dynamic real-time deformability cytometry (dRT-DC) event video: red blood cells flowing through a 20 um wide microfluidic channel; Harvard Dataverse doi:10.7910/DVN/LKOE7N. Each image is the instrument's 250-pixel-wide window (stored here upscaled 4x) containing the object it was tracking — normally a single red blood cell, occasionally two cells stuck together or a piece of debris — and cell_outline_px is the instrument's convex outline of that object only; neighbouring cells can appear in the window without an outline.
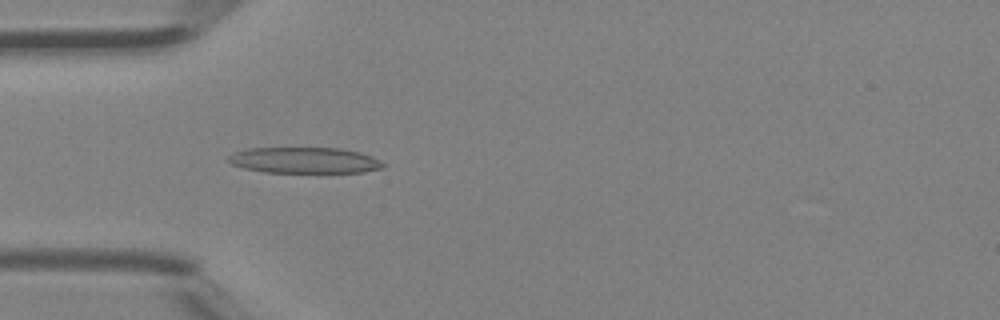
{"species": "Egyptian fruit bat (a non-hibernating species)", "species_latin": "Rousettus aegyptiacus", "temperature_condition": "room temperature", "stored_images_in_passage": 43, "camera_frame_rate_fps": 3000, "um_per_image_px": 0.085, "animal": {"sex": "female"}, "frame": {"image": 1, "passage_image": 12, "time_ms": 3.667, "image_size_px": [1000, 320], "cell_outline_px": [[388, 164], [384, 168], [364, 172], [264, 172], [244, 168], [232, 164], [228, 160], [228, 156], [232, 152], [248, 148], [340, 148], [360, 152], [372, 156]], "centroid_in_image_um": [25.92, 13.62], "position_along_channel_um": 59.1, "area_um2": 23.58}}
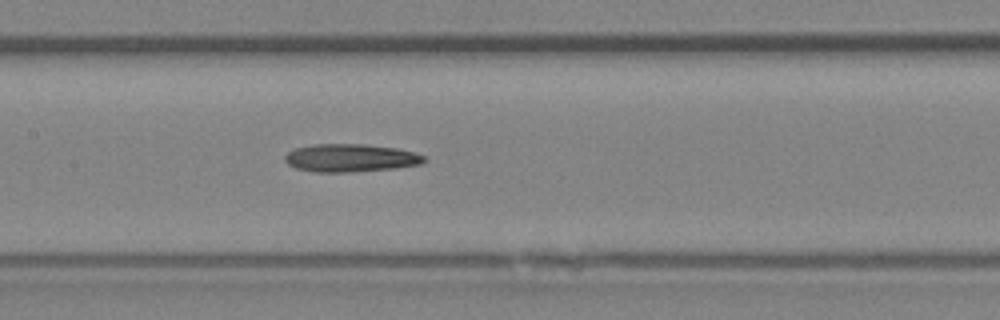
{"frame": {"image": 2, "passage_image": 20, "time_ms": 6.333, "image_size_px": [1000, 320], "cell_outline_px": [[428, 160], [420, 164], [396, 168], [352, 172], [316, 172], [296, 168], [288, 164], [284, 160], [284, 156], [288, 152], [296, 148], [312, 144], [364, 144], [396, 148], [412, 152], [424, 156]], "centroid_in_image_um": [29.78, 13.43], "position_along_channel_um": 177.6, "area_um2": 22.66}}
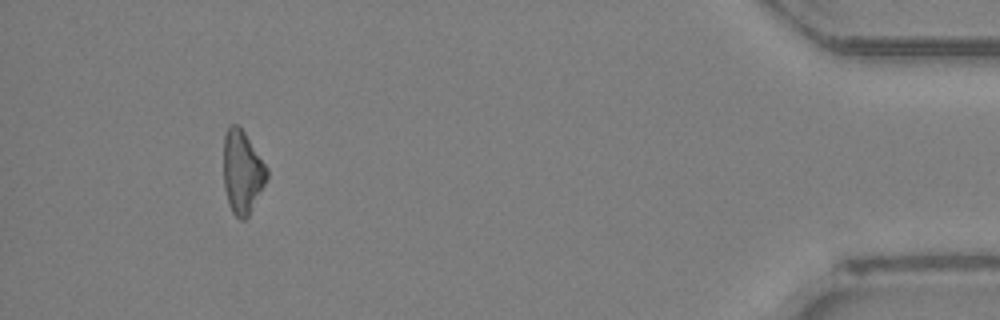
{"frame": {"image": 3, "passage_image": 40, "time_ms": 13.0, "image_size_px": [1000, 320], "cell_outline_px": [[268, 176], [248, 216], [244, 220], [240, 220], [232, 212], [228, 204], [224, 188], [224, 136], [228, 128], [232, 124], [236, 124], [244, 132], [268, 168]], "centroid_in_image_um": [20.58, 14.64], "position_along_channel_um": 414.6, "area_um2": 20.69}, "authors_computed_cell_mechanics": {"area_um2": 22.3108, "velocity_mm_per_s": 4.5708, "shape_relaxation_time_tau1_ms": 6.4324, "shape_relaxation_time_tau2_ms": null, "deformation_change_tau1": 0.1927, "deformation_change_tau2": null}}